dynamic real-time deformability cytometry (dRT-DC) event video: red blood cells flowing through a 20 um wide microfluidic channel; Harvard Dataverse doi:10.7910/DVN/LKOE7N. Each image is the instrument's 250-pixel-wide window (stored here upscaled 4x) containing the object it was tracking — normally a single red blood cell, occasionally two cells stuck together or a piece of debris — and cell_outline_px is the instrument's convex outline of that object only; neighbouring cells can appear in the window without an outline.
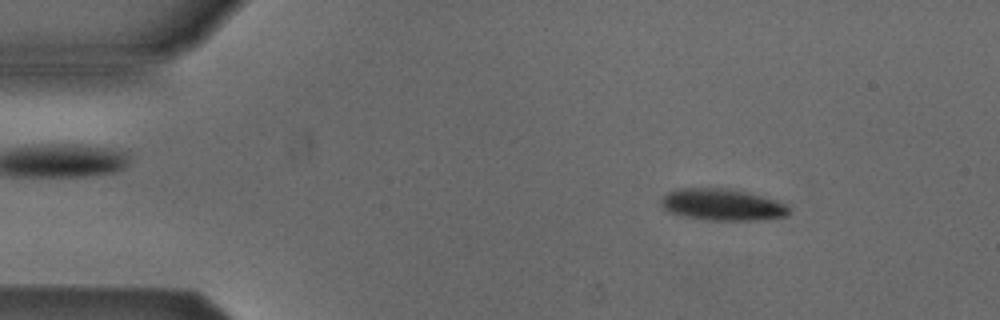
{"species": "Egyptian fruit bat (a non-hibernating species)", "species_latin": "Rousettus aegyptiacus", "temperature_condition": "cold", "stored_images_in_passage": 3, "camera_frame_rate_fps": 3000, "um_per_image_px": 0.085, "animal": {"sex": "male"}, "frame": {"image": 1, "passage_image": 2, "time_ms": 1.0, "image_size_px": [1000, 320], "cell_outline_px": [[792, 212], [788, 216], [756, 220], [708, 220], [684, 216], [668, 212], [660, 204], [660, 200], [668, 192], [680, 188], [728, 188], [748, 192], [764, 196], [788, 204]], "centroid_in_image_um": [61.44, 17.39], "position_along_channel_um": 23.6, "area_um2": 23.87}}